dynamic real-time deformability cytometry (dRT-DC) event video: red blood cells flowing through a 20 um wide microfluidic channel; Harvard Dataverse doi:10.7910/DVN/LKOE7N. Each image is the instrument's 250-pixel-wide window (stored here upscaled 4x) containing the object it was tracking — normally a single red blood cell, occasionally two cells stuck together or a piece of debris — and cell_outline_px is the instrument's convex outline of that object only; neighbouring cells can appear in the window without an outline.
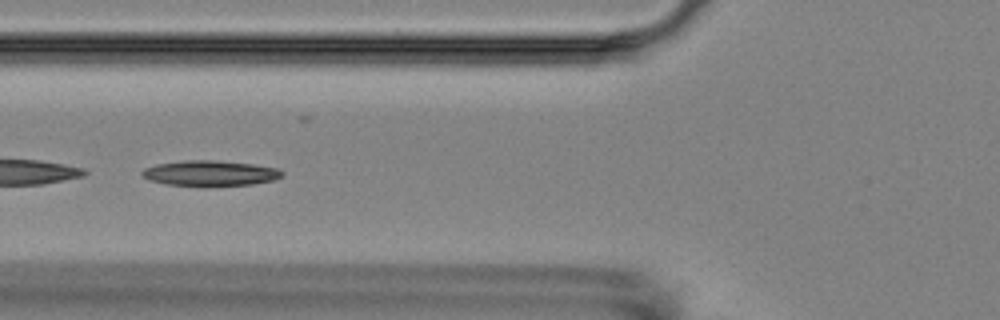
{"species": "Egyptian fruit bat (a non-hibernating species)", "species_latin": "Rousettus aegyptiacus", "temperature_condition": "room temperature", "stored_images_in_passage": 10, "camera_frame_rate_fps": 3000, "um_per_image_px": 0.085, "animal": {"sex": "female"}, "frame": {"image": 1, "passage_image": 6, "time_ms": 6.333, "image_size_px": [1000, 320], "cell_outline_px": [[284, 176], [272, 180], [252, 184], [164, 184], [148, 180], [140, 172], [144, 168], [156, 164], [184, 160], [216, 160], [252, 164], [276, 168], [284, 172]], "centroid_in_image_um": [17.84, 14.69], "position_along_channel_um": 108.0, "area_um2": 20.11}}